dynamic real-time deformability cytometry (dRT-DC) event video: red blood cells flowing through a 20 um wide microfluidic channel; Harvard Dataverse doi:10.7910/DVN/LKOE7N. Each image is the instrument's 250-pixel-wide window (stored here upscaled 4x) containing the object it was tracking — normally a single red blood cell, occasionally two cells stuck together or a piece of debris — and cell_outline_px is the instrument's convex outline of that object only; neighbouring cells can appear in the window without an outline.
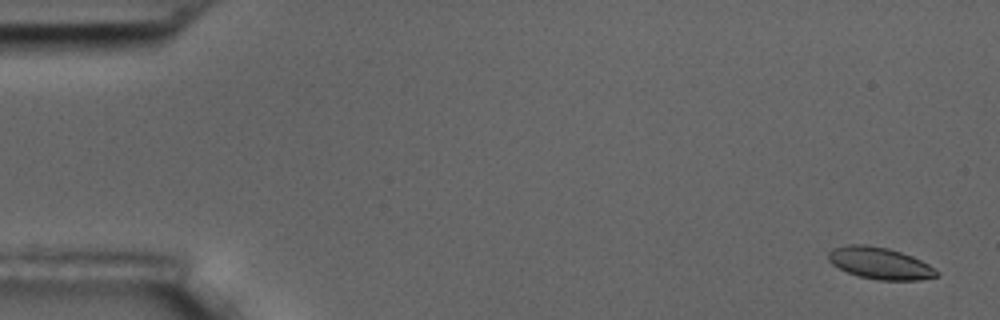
{"species": "common noctule bat (a hibernating species)", "species_latin": "Nyctalus noctula", "temperature_condition": "room temperature", "stored_images_in_passage": 11, "camera_frame_rate_fps": 3000, "um_per_image_px": 0.085, "animal": {"sex": "male", "body_mass_g": 17.5, "forearm_length_mm": 52.3}, "frame": {"image": 1, "passage_image": 1, "time_ms": 0.0, "image_size_px": [1000, 320], "cell_outline_px": [[940, 276], [920, 280], [876, 280], [860, 276], [848, 272], [832, 264], [828, 260], [828, 252], [832, 248], [848, 244], [868, 244], [888, 248], [912, 256], [928, 264], [940, 272]], "centroid_in_image_um": [74.8, 22.37], "position_along_channel_um": 10.2, "area_um2": 20.17}}
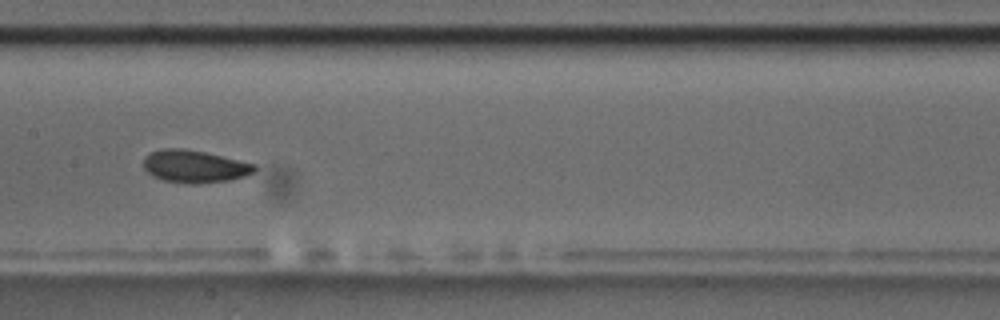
{"frame": {"image": 2, "passage_image": 8, "time_ms": 9.0, "image_size_px": [1000, 320], "cell_outline_px": [[256, 168], [252, 172], [244, 176], [228, 180], [200, 184], [188, 184], [164, 180], [152, 176], [144, 168], [144, 156], [160, 148], [184, 148], [204, 152], [256, 164]], "centroid_in_image_um": [16.5, 14.14], "position_along_channel_um": 190.9, "area_um2": 20.98}}
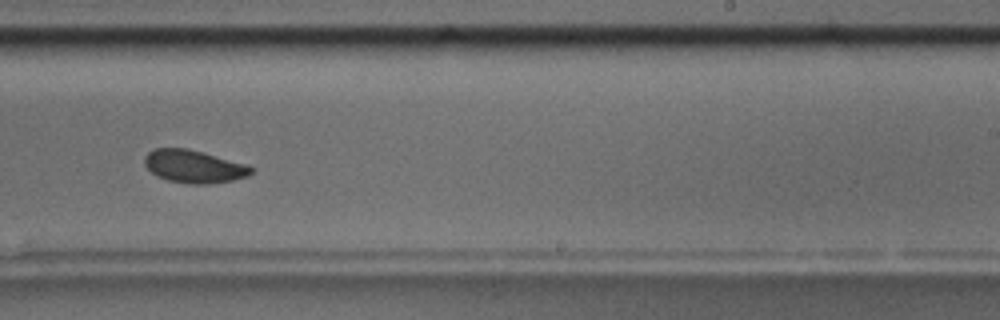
{"frame": {"image": 3, "passage_image": 10, "time_ms": 11.333, "image_size_px": [1000, 320], "cell_outline_px": [[256, 168], [248, 176], [232, 180], [208, 184], [188, 184], [168, 180], [156, 176], [144, 164], [144, 156], [152, 148], [188, 148], [248, 164]], "centroid_in_image_um": [16.49, 14.14], "position_along_channel_um": 272.5, "area_um2": 20.63}}